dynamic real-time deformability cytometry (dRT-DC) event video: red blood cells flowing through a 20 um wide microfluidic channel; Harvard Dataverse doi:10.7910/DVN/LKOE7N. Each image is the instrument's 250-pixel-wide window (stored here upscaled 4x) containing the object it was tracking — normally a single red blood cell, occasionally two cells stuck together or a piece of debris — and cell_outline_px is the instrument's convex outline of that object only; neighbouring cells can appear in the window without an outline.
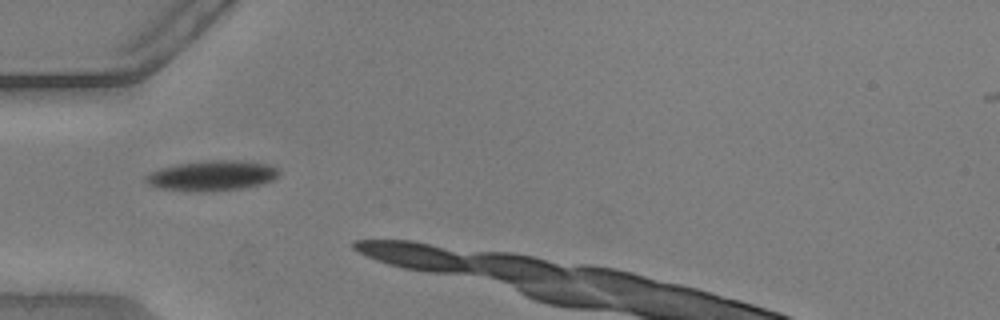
{"species": "common noctule bat (a hibernating species)", "species_latin": "Nyctalus noctula", "temperature_condition": "warm", "stored_images_in_passage": 4, "camera_frame_rate_fps": 3000, "um_per_image_px": 0.085, "animal": {"sex": "male", "body_mass_g": 20.5, "forearm_length_mm": 52.5}, "frame": {"image": 1, "passage_image": 1, "time_ms": 0.0, "image_size_px": [1000, 320], "cell_outline_px": [[280, 172], [272, 180], [260, 184], [240, 188], [200, 192], [188, 192], [156, 188], [148, 184], [144, 180], [144, 176], [160, 168], [176, 164], [208, 160], [240, 160], [268, 164], [276, 168]], "centroid_in_image_um": [17.95, 14.93], "position_along_channel_um": 67.1, "area_um2": 23.52}}